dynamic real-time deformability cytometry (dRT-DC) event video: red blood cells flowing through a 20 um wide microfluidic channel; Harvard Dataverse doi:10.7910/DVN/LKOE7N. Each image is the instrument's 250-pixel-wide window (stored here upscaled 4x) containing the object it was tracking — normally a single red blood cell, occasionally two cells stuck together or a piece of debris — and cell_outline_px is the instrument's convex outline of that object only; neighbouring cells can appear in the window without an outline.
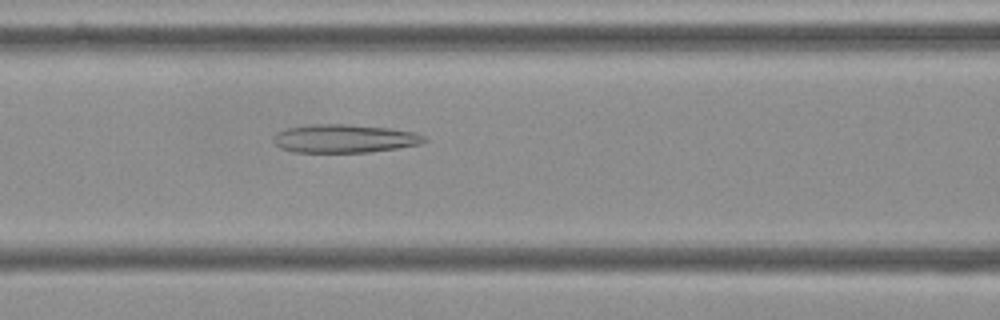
{"species": "Egyptian fruit bat (a non-hibernating species)", "species_latin": "Rousettus aegyptiacus", "temperature_condition": "cold", "stored_images_in_passage": 54, "camera_frame_rate_fps": 3000, "um_per_image_px": 0.085, "frame": {"image": 1, "passage_image": 22, "time_ms": 7.0, "image_size_px": [1000, 320], "cell_outline_px": [[428, 140], [420, 144], [396, 148], [368, 152], [292, 152], [280, 148], [272, 140], [272, 136], [276, 132], [288, 128], [312, 124], [348, 124], [392, 128], [416, 132], [424, 136]], "centroid_in_image_um": [29.26, 11.77], "position_along_channel_um": 137.3, "area_um2": 25.09}}
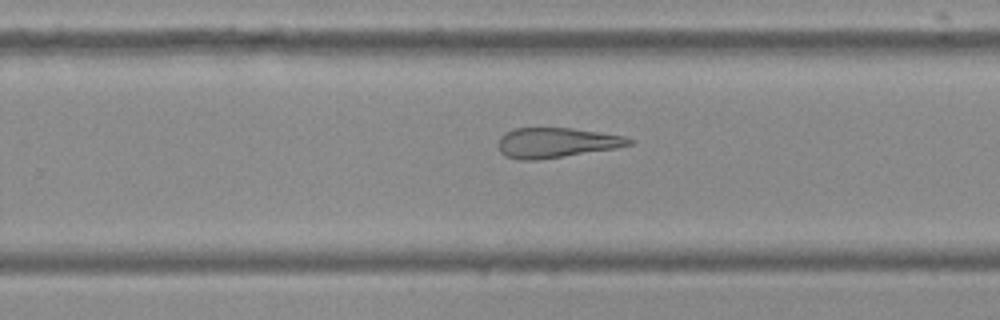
{"frame": {"image": 2, "passage_image": 34, "time_ms": 11.0, "image_size_px": [1000, 320], "cell_outline_px": [[636, 140], [632, 144], [616, 148], [536, 160], [520, 160], [508, 156], [500, 152], [496, 144], [500, 136], [504, 132], [512, 128], [572, 128], [624, 136]], "centroid_in_image_um": [47.25, 12.12], "position_along_channel_um": 282.5, "area_um2": 22.89}}
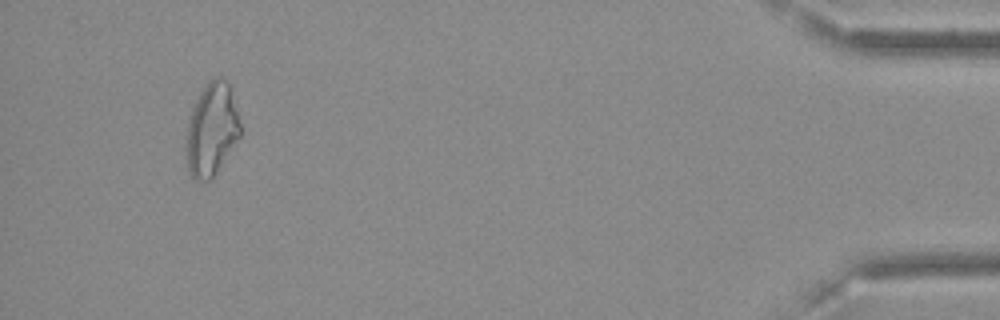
{"frame": {"image": 3, "passage_image": 51, "time_ms": 16.667, "image_size_px": [1000, 320], "cell_outline_px": [[240, 136], [216, 172], [208, 180], [192, 180], [188, 168], [188, 120], [192, 108], [200, 92], [208, 80], [212, 76], [220, 76], [228, 80], [240, 124]], "centroid_in_image_um": [18.0, 10.94], "position_along_channel_um": 417.2, "area_um2": 28.67}, "authors_computed_cell_mechanics": {"area_um2": 27.1082, "velocity_mm_per_s": 3.6385, "shape_relaxation_time_tau1_ms": null, "shape_relaxation_time_tau2_ms": 5.9301, "deformation_change_tau1": null, "deformation_change_tau2": 0.1897}}